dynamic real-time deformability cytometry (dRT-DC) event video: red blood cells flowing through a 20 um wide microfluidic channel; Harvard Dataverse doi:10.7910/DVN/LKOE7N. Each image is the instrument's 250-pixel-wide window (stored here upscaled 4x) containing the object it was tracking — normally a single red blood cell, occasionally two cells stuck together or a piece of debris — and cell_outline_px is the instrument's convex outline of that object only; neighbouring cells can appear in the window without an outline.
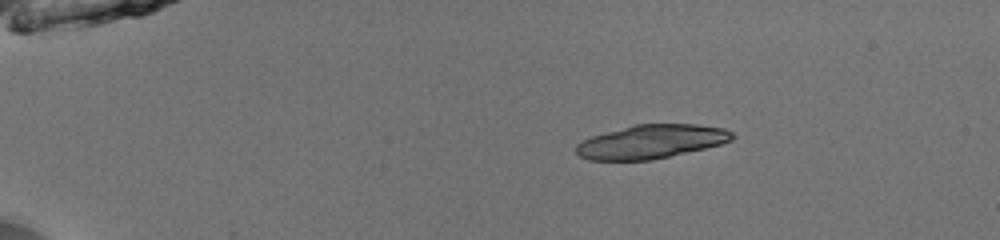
{"species": "common noctule bat (a hibernating species)", "species_latin": "Nyctalus noctula", "temperature_condition": "room temperature", "stored_images_in_passage": 24, "camera_frame_rate_fps": 3000, "um_per_image_px": 0.085, "animal": {"sex": "male", "body_mass_g": 13.0, "forearm_length_mm": 53.1}, "frame": {"image": 1, "passage_image": 1, "time_ms": 0.0, "image_size_px": [1000, 240], "cell_outline_px": [[736, 136], [732, 140], [720, 144], [704, 148], [652, 160], [588, 160], [580, 156], [576, 152], [576, 144], [592, 136], [636, 124], [696, 124], [724, 128], [732, 132]], "centroid_in_image_um": [55.37, 12.04], "position_along_channel_um": 29.6, "area_um2": 30.46}}